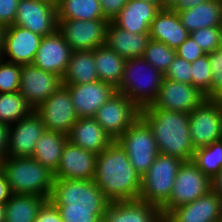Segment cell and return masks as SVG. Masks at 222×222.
<instances>
[{
  "mask_svg": "<svg viewBox=\"0 0 222 222\" xmlns=\"http://www.w3.org/2000/svg\"><path fill=\"white\" fill-rule=\"evenodd\" d=\"M206 1H211V0H178V2L171 9L179 13L184 10L194 8L197 5Z\"/></svg>",
  "mask_w": 222,
  "mask_h": 222,
  "instance_id": "48",
  "label": "cell"
},
{
  "mask_svg": "<svg viewBox=\"0 0 222 222\" xmlns=\"http://www.w3.org/2000/svg\"><path fill=\"white\" fill-rule=\"evenodd\" d=\"M211 190V180L191 161H183L168 202L161 208L164 217L171 209L188 204Z\"/></svg>",
  "mask_w": 222,
  "mask_h": 222,
  "instance_id": "9",
  "label": "cell"
},
{
  "mask_svg": "<svg viewBox=\"0 0 222 222\" xmlns=\"http://www.w3.org/2000/svg\"><path fill=\"white\" fill-rule=\"evenodd\" d=\"M22 65L0 57V93L19 91Z\"/></svg>",
  "mask_w": 222,
  "mask_h": 222,
  "instance_id": "37",
  "label": "cell"
},
{
  "mask_svg": "<svg viewBox=\"0 0 222 222\" xmlns=\"http://www.w3.org/2000/svg\"><path fill=\"white\" fill-rule=\"evenodd\" d=\"M178 57L185 59L192 63L196 59L202 57L206 53L196 44V42L189 36L177 49Z\"/></svg>",
  "mask_w": 222,
  "mask_h": 222,
  "instance_id": "42",
  "label": "cell"
},
{
  "mask_svg": "<svg viewBox=\"0 0 222 222\" xmlns=\"http://www.w3.org/2000/svg\"><path fill=\"white\" fill-rule=\"evenodd\" d=\"M164 75L143 57L126 59L116 92L129 98L140 110L155 101Z\"/></svg>",
  "mask_w": 222,
  "mask_h": 222,
  "instance_id": "5",
  "label": "cell"
},
{
  "mask_svg": "<svg viewBox=\"0 0 222 222\" xmlns=\"http://www.w3.org/2000/svg\"><path fill=\"white\" fill-rule=\"evenodd\" d=\"M192 161L210 180L222 169V139L195 149Z\"/></svg>",
  "mask_w": 222,
  "mask_h": 222,
  "instance_id": "34",
  "label": "cell"
},
{
  "mask_svg": "<svg viewBox=\"0 0 222 222\" xmlns=\"http://www.w3.org/2000/svg\"><path fill=\"white\" fill-rule=\"evenodd\" d=\"M98 80L94 50L73 51L62 84H86Z\"/></svg>",
  "mask_w": 222,
  "mask_h": 222,
  "instance_id": "29",
  "label": "cell"
},
{
  "mask_svg": "<svg viewBox=\"0 0 222 222\" xmlns=\"http://www.w3.org/2000/svg\"><path fill=\"white\" fill-rule=\"evenodd\" d=\"M192 85L199 89L207 98H211L212 72L208 54L191 63Z\"/></svg>",
  "mask_w": 222,
  "mask_h": 222,
  "instance_id": "36",
  "label": "cell"
},
{
  "mask_svg": "<svg viewBox=\"0 0 222 222\" xmlns=\"http://www.w3.org/2000/svg\"><path fill=\"white\" fill-rule=\"evenodd\" d=\"M46 1H49V2H51L54 5H56L59 2V0H46Z\"/></svg>",
  "mask_w": 222,
  "mask_h": 222,
  "instance_id": "54",
  "label": "cell"
},
{
  "mask_svg": "<svg viewBox=\"0 0 222 222\" xmlns=\"http://www.w3.org/2000/svg\"><path fill=\"white\" fill-rule=\"evenodd\" d=\"M191 63L176 56L164 74L169 79L184 84H192Z\"/></svg>",
  "mask_w": 222,
  "mask_h": 222,
  "instance_id": "40",
  "label": "cell"
},
{
  "mask_svg": "<svg viewBox=\"0 0 222 222\" xmlns=\"http://www.w3.org/2000/svg\"><path fill=\"white\" fill-rule=\"evenodd\" d=\"M140 111L129 98L116 92L98 109L94 118L115 141L140 117Z\"/></svg>",
  "mask_w": 222,
  "mask_h": 222,
  "instance_id": "10",
  "label": "cell"
},
{
  "mask_svg": "<svg viewBox=\"0 0 222 222\" xmlns=\"http://www.w3.org/2000/svg\"><path fill=\"white\" fill-rule=\"evenodd\" d=\"M35 112L41 117L46 130L66 135L78 119L69 90L63 84Z\"/></svg>",
  "mask_w": 222,
  "mask_h": 222,
  "instance_id": "12",
  "label": "cell"
},
{
  "mask_svg": "<svg viewBox=\"0 0 222 222\" xmlns=\"http://www.w3.org/2000/svg\"><path fill=\"white\" fill-rule=\"evenodd\" d=\"M68 88L78 118L94 117L98 109L116 93V88L100 80Z\"/></svg>",
  "mask_w": 222,
  "mask_h": 222,
  "instance_id": "21",
  "label": "cell"
},
{
  "mask_svg": "<svg viewBox=\"0 0 222 222\" xmlns=\"http://www.w3.org/2000/svg\"><path fill=\"white\" fill-rule=\"evenodd\" d=\"M0 222H5V206L0 204Z\"/></svg>",
  "mask_w": 222,
  "mask_h": 222,
  "instance_id": "52",
  "label": "cell"
},
{
  "mask_svg": "<svg viewBox=\"0 0 222 222\" xmlns=\"http://www.w3.org/2000/svg\"><path fill=\"white\" fill-rule=\"evenodd\" d=\"M9 125L0 123V162L8 155Z\"/></svg>",
  "mask_w": 222,
  "mask_h": 222,
  "instance_id": "46",
  "label": "cell"
},
{
  "mask_svg": "<svg viewBox=\"0 0 222 222\" xmlns=\"http://www.w3.org/2000/svg\"><path fill=\"white\" fill-rule=\"evenodd\" d=\"M161 8L149 1L128 0L112 22L132 33H149L152 21Z\"/></svg>",
  "mask_w": 222,
  "mask_h": 222,
  "instance_id": "23",
  "label": "cell"
},
{
  "mask_svg": "<svg viewBox=\"0 0 222 222\" xmlns=\"http://www.w3.org/2000/svg\"><path fill=\"white\" fill-rule=\"evenodd\" d=\"M144 1L152 2V3L158 5L161 8V0H144Z\"/></svg>",
  "mask_w": 222,
  "mask_h": 222,
  "instance_id": "53",
  "label": "cell"
},
{
  "mask_svg": "<svg viewBox=\"0 0 222 222\" xmlns=\"http://www.w3.org/2000/svg\"><path fill=\"white\" fill-rule=\"evenodd\" d=\"M141 179L116 141L97 155L94 182L110 202L137 200Z\"/></svg>",
  "mask_w": 222,
  "mask_h": 222,
  "instance_id": "1",
  "label": "cell"
},
{
  "mask_svg": "<svg viewBox=\"0 0 222 222\" xmlns=\"http://www.w3.org/2000/svg\"><path fill=\"white\" fill-rule=\"evenodd\" d=\"M125 151L137 173L143 177L159 154L153 132L139 117L115 140Z\"/></svg>",
  "mask_w": 222,
  "mask_h": 222,
  "instance_id": "7",
  "label": "cell"
},
{
  "mask_svg": "<svg viewBox=\"0 0 222 222\" xmlns=\"http://www.w3.org/2000/svg\"><path fill=\"white\" fill-rule=\"evenodd\" d=\"M47 199L31 194H12L5 206V222H34Z\"/></svg>",
  "mask_w": 222,
  "mask_h": 222,
  "instance_id": "31",
  "label": "cell"
},
{
  "mask_svg": "<svg viewBox=\"0 0 222 222\" xmlns=\"http://www.w3.org/2000/svg\"><path fill=\"white\" fill-rule=\"evenodd\" d=\"M67 136L72 144L96 155L114 141L94 117L78 118Z\"/></svg>",
  "mask_w": 222,
  "mask_h": 222,
  "instance_id": "24",
  "label": "cell"
},
{
  "mask_svg": "<svg viewBox=\"0 0 222 222\" xmlns=\"http://www.w3.org/2000/svg\"><path fill=\"white\" fill-rule=\"evenodd\" d=\"M46 128L33 110L27 117L9 126L8 157H32L36 141Z\"/></svg>",
  "mask_w": 222,
  "mask_h": 222,
  "instance_id": "18",
  "label": "cell"
},
{
  "mask_svg": "<svg viewBox=\"0 0 222 222\" xmlns=\"http://www.w3.org/2000/svg\"><path fill=\"white\" fill-rule=\"evenodd\" d=\"M102 222H164L161 209L140 199L109 202Z\"/></svg>",
  "mask_w": 222,
  "mask_h": 222,
  "instance_id": "22",
  "label": "cell"
},
{
  "mask_svg": "<svg viewBox=\"0 0 222 222\" xmlns=\"http://www.w3.org/2000/svg\"><path fill=\"white\" fill-rule=\"evenodd\" d=\"M140 117L153 132L159 154L191 161L194 147L190 139L189 113L163 109H141Z\"/></svg>",
  "mask_w": 222,
  "mask_h": 222,
  "instance_id": "2",
  "label": "cell"
},
{
  "mask_svg": "<svg viewBox=\"0 0 222 222\" xmlns=\"http://www.w3.org/2000/svg\"><path fill=\"white\" fill-rule=\"evenodd\" d=\"M68 140L66 134L46 130L36 141L33 158L55 173L61 160L62 150Z\"/></svg>",
  "mask_w": 222,
  "mask_h": 222,
  "instance_id": "28",
  "label": "cell"
},
{
  "mask_svg": "<svg viewBox=\"0 0 222 222\" xmlns=\"http://www.w3.org/2000/svg\"><path fill=\"white\" fill-rule=\"evenodd\" d=\"M177 2L178 0H161V9L163 8L171 9Z\"/></svg>",
  "mask_w": 222,
  "mask_h": 222,
  "instance_id": "50",
  "label": "cell"
},
{
  "mask_svg": "<svg viewBox=\"0 0 222 222\" xmlns=\"http://www.w3.org/2000/svg\"><path fill=\"white\" fill-rule=\"evenodd\" d=\"M150 40L149 33H132L112 21L107 25L105 45L124 59L142 57Z\"/></svg>",
  "mask_w": 222,
  "mask_h": 222,
  "instance_id": "26",
  "label": "cell"
},
{
  "mask_svg": "<svg viewBox=\"0 0 222 222\" xmlns=\"http://www.w3.org/2000/svg\"><path fill=\"white\" fill-rule=\"evenodd\" d=\"M149 35L152 40L165 43L176 50L190 36V33L183 26L176 11L163 8L152 21Z\"/></svg>",
  "mask_w": 222,
  "mask_h": 222,
  "instance_id": "25",
  "label": "cell"
},
{
  "mask_svg": "<svg viewBox=\"0 0 222 222\" xmlns=\"http://www.w3.org/2000/svg\"><path fill=\"white\" fill-rule=\"evenodd\" d=\"M109 20H58L57 30L72 51L94 50L106 42Z\"/></svg>",
  "mask_w": 222,
  "mask_h": 222,
  "instance_id": "11",
  "label": "cell"
},
{
  "mask_svg": "<svg viewBox=\"0 0 222 222\" xmlns=\"http://www.w3.org/2000/svg\"><path fill=\"white\" fill-rule=\"evenodd\" d=\"M178 14L189 33L201 28L222 27V0L206 1Z\"/></svg>",
  "mask_w": 222,
  "mask_h": 222,
  "instance_id": "27",
  "label": "cell"
},
{
  "mask_svg": "<svg viewBox=\"0 0 222 222\" xmlns=\"http://www.w3.org/2000/svg\"><path fill=\"white\" fill-rule=\"evenodd\" d=\"M190 139L194 149L222 139V101L207 98L189 113Z\"/></svg>",
  "mask_w": 222,
  "mask_h": 222,
  "instance_id": "8",
  "label": "cell"
},
{
  "mask_svg": "<svg viewBox=\"0 0 222 222\" xmlns=\"http://www.w3.org/2000/svg\"><path fill=\"white\" fill-rule=\"evenodd\" d=\"M99 1L103 15L109 21H112L128 2V0H99Z\"/></svg>",
  "mask_w": 222,
  "mask_h": 222,
  "instance_id": "45",
  "label": "cell"
},
{
  "mask_svg": "<svg viewBox=\"0 0 222 222\" xmlns=\"http://www.w3.org/2000/svg\"><path fill=\"white\" fill-rule=\"evenodd\" d=\"M13 194L38 195L49 200L54 173L33 157H6L0 162Z\"/></svg>",
  "mask_w": 222,
  "mask_h": 222,
  "instance_id": "3",
  "label": "cell"
},
{
  "mask_svg": "<svg viewBox=\"0 0 222 222\" xmlns=\"http://www.w3.org/2000/svg\"><path fill=\"white\" fill-rule=\"evenodd\" d=\"M49 201L58 210L105 214L109 200L94 180L54 179Z\"/></svg>",
  "mask_w": 222,
  "mask_h": 222,
  "instance_id": "4",
  "label": "cell"
},
{
  "mask_svg": "<svg viewBox=\"0 0 222 222\" xmlns=\"http://www.w3.org/2000/svg\"><path fill=\"white\" fill-rule=\"evenodd\" d=\"M4 31H5V27L0 25V55L3 49Z\"/></svg>",
  "mask_w": 222,
  "mask_h": 222,
  "instance_id": "51",
  "label": "cell"
},
{
  "mask_svg": "<svg viewBox=\"0 0 222 222\" xmlns=\"http://www.w3.org/2000/svg\"><path fill=\"white\" fill-rule=\"evenodd\" d=\"M62 85V78L33 64L22 65L19 92L28 105L37 109Z\"/></svg>",
  "mask_w": 222,
  "mask_h": 222,
  "instance_id": "14",
  "label": "cell"
},
{
  "mask_svg": "<svg viewBox=\"0 0 222 222\" xmlns=\"http://www.w3.org/2000/svg\"><path fill=\"white\" fill-rule=\"evenodd\" d=\"M32 111L19 91L0 93V123L10 126L27 117Z\"/></svg>",
  "mask_w": 222,
  "mask_h": 222,
  "instance_id": "33",
  "label": "cell"
},
{
  "mask_svg": "<svg viewBox=\"0 0 222 222\" xmlns=\"http://www.w3.org/2000/svg\"><path fill=\"white\" fill-rule=\"evenodd\" d=\"M55 6L57 20H108L99 0H59Z\"/></svg>",
  "mask_w": 222,
  "mask_h": 222,
  "instance_id": "32",
  "label": "cell"
},
{
  "mask_svg": "<svg viewBox=\"0 0 222 222\" xmlns=\"http://www.w3.org/2000/svg\"><path fill=\"white\" fill-rule=\"evenodd\" d=\"M97 155L67 140L54 179L94 180Z\"/></svg>",
  "mask_w": 222,
  "mask_h": 222,
  "instance_id": "20",
  "label": "cell"
},
{
  "mask_svg": "<svg viewBox=\"0 0 222 222\" xmlns=\"http://www.w3.org/2000/svg\"><path fill=\"white\" fill-rule=\"evenodd\" d=\"M211 78V98L218 99L222 95V48L208 53Z\"/></svg>",
  "mask_w": 222,
  "mask_h": 222,
  "instance_id": "39",
  "label": "cell"
},
{
  "mask_svg": "<svg viewBox=\"0 0 222 222\" xmlns=\"http://www.w3.org/2000/svg\"><path fill=\"white\" fill-rule=\"evenodd\" d=\"M176 56L175 49L151 39L142 57L164 75Z\"/></svg>",
  "mask_w": 222,
  "mask_h": 222,
  "instance_id": "35",
  "label": "cell"
},
{
  "mask_svg": "<svg viewBox=\"0 0 222 222\" xmlns=\"http://www.w3.org/2000/svg\"><path fill=\"white\" fill-rule=\"evenodd\" d=\"M72 52L62 34L56 30L54 33L42 37L33 65L63 78Z\"/></svg>",
  "mask_w": 222,
  "mask_h": 222,
  "instance_id": "19",
  "label": "cell"
},
{
  "mask_svg": "<svg viewBox=\"0 0 222 222\" xmlns=\"http://www.w3.org/2000/svg\"><path fill=\"white\" fill-rule=\"evenodd\" d=\"M211 189L222 198V169L213 179H211Z\"/></svg>",
  "mask_w": 222,
  "mask_h": 222,
  "instance_id": "49",
  "label": "cell"
},
{
  "mask_svg": "<svg viewBox=\"0 0 222 222\" xmlns=\"http://www.w3.org/2000/svg\"><path fill=\"white\" fill-rule=\"evenodd\" d=\"M34 222H63L58 209L46 200L39 208L36 220Z\"/></svg>",
  "mask_w": 222,
  "mask_h": 222,
  "instance_id": "44",
  "label": "cell"
},
{
  "mask_svg": "<svg viewBox=\"0 0 222 222\" xmlns=\"http://www.w3.org/2000/svg\"><path fill=\"white\" fill-rule=\"evenodd\" d=\"M94 61L99 80L117 88L123 76L126 59L104 45L94 49Z\"/></svg>",
  "mask_w": 222,
  "mask_h": 222,
  "instance_id": "30",
  "label": "cell"
},
{
  "mask_svg": "<svg viewBox=\"0 0 222 222\" xmlns=\"http://www.w3.org/2000/svg\"><path fill=\"white\" fill-rule=\"evenodd\" d=\"M164 222H221L222 198L209 190L193 202L171 209Z\"/></svg>",
  "mask_w": 222,
  "mask_h": 222,
  "instance_id": "17",
  "label": "cell"
},
{
  "mask_svg": "<svg viewBox=\"0 0 222 222\" xmlns=\"http://www.w3.org/2000/svg\"><path fill=\"white\" fill-rule=\"evenodd\" d=\"M206 99V95L192 84H184L163 78L155 101L151 106L143 109H163L190 113Z\"/></svg>",
  "mask_w": 222,
  "mask_h": 222,
  "instance_id": "13",
  "label": "cell"
},
{
  "mask_svg": "<svg viewBox=\"0 0 222 222\" xmlns=\"http://www.w3.org/2000/svg\"><path fill=\"white\" fill-rule=\"evenodd\" d=\"M42 36L30 30L11 25L5 28L0 57L20 65L33 64Z\"/></svg>",
  "mask_w": 222,
  "mask_h": 222,
  "instance_id": "16",
  "label": "cell"
},
{
  "mask_svg": "<svg viewBox=\"0 0 222 222\" xmlns=\"http://www.w3.org/2000/svg\"><path fill=\"white\" fill-rule=\"evenodd\" d=\"M190 37L206 54L222 47V27L201 28L190 33Z\"/></svg>",
  "mask_w": 222,
  "mask_h": 222,
  "instance_id": "38",
  "label": "cell"
},
{
  "mask_svg": "<svg viewBox=\"0 0 222 222\" xmlns=\"http://www.w3.org/2000/svg\"><path fill=\"white\" fill-rule=\"evenodd\" d=\"M13 25L42 37L50 35L58 28L56 6L46 0H19Z\"/></svg>",
  "mask_w": 222,
  "mask_h": 222,
  "instance_id": "15",
  "label": "cell"
},
{
  "mask_svg": "<svg viewBox=\"0 0 222 222\" xmlns=\"http://www.w3.org/2000/svg\"><path fill=\"white\" fill-rule=\"evenodd\" d=\"M183 161L177 157L158 154L141 179L140 200L158 206L168 202L179 167Z\"/></svg>",
  "mask_w": 222,
  "mask_h": 222,
  "instance_id": "6",
  "label": "cell"
},
{
  "mask_svg": "<svg viewBox=\"0 0 222 222\" xmlns=\"http://www.w3.org/2000/svg\"><path fill=\"white\" fill-rule=\"evenodd\" d=\"M11 188L8 184L5 173L0 169V204L5 205L12 196Z\"/></svg>",
  "mask_w": 222,
  "mask_h": 222,
  "instance_id": "47",
  "label": "cell"
},
{
  "mask_svg": "<svg viewBox=\"0 0 222 222\" xmlns=\"http://www.w3.org/2000/svg\"><path fill=\"white\" fill-rule=\"evenodd\" d=\"M19 0H0V25L8 27L14 24Z\"/></svg>",
  "mask_w": 222,
  "mask_h": 222,
  "instance_id": "43",
  "label": "cell"
},
{
  "mask_svg": "<svg viewBox=\"0 0 222 222\" xmlns=\"http://www.w3.org/2000/svg\"><path fill=\"white\" fill-rule=\"evenodd\" d=\"M63 222H102L104 214H92L91 211L58 210Z\"/></svg>",
  "mask_w": 222,
  "mask_h": 222,
  "instance_id": "41",
  "label": "cell"
}]
</instances>
